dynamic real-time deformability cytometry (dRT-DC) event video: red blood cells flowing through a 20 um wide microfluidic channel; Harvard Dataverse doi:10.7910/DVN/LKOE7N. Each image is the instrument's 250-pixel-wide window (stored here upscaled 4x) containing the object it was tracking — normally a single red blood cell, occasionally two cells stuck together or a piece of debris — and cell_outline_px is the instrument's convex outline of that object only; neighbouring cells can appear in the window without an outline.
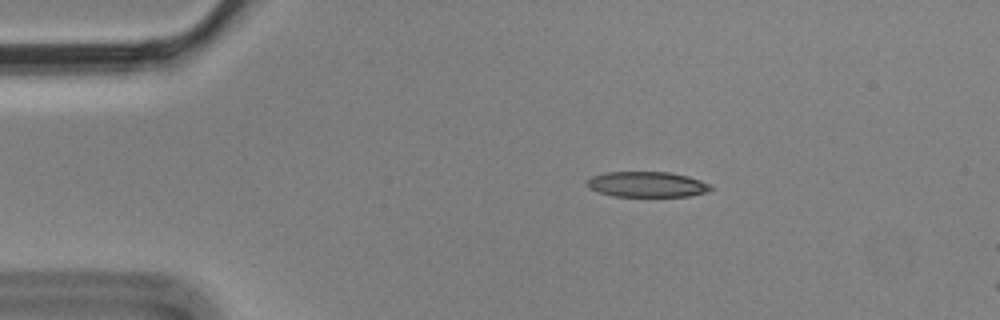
{"species": "Egyptian fruit bat (a non-hibernating species)", "species_latin": "Rousettus aegyptiacus", "temperature_condition": "cold", "stored_images_in_passage": 3, "camera_frame_rate_fps": 3000, "um_per_image_px": 0.085, "animal": {"sex": "male"}, "frame": {"image": 1, "passage_image": 1, "time_ms": 0.0, "image_size_px": [1000, 320], "cell_outline_px": [[712, 188], [708, 192], [688, 196], [616, 196], [600, 192], [588, 188], [584, 184], [584, 180], [592, 176], [604, 172], [668, 172], [688, 176], [712, 184]], "centroid_in_image_um": [54.97, 15.66], "position_along_channel_um": 30.0, "area_um2": 18.5}}